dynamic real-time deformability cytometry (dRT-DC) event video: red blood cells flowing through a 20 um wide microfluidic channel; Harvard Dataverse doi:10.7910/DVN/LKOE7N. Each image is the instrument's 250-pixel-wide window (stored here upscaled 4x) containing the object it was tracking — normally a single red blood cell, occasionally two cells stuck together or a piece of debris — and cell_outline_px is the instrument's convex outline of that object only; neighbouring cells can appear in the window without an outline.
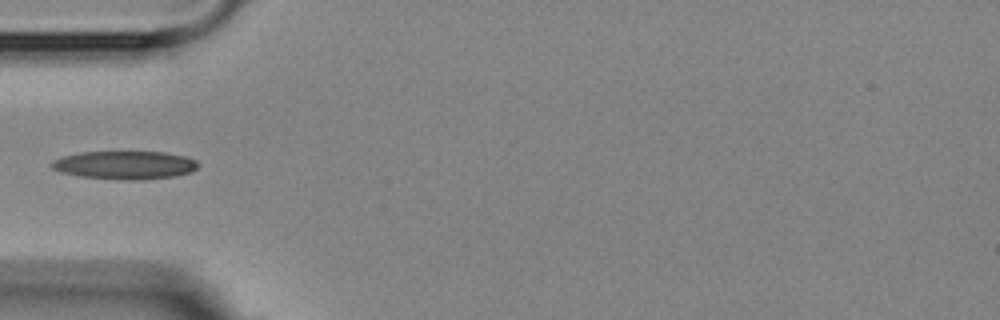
{"species": "Egyptian fruit bat (a non-hibernating species)", "species_latin": "Rousettus aegyptiacus", "temperature_condition": "room temperature", "stored_images_in_passage": 3, "camera_frame_rate_fps": 3000, "um_per_image_px": 0.085, "animal": {"sex": "female"}, "frame": {"image": 1, "passage_image": 3, "time_ms": 2.0, "image_size_px": [1000, 320], "cell_outline_px": [[200, 164], [192, 172], [176, 176], [136, 180], [128, 180], [80, 176], [60, 172], [52, 168], [48, 164], [52, 160], [64, 156], [80, 152], [164, 152], [184, 156], [196, 160]], "centroid_in_image_um": [10.61, 14.03], "position_along_channel_um": 74.4, "area_um2": 24.1}}